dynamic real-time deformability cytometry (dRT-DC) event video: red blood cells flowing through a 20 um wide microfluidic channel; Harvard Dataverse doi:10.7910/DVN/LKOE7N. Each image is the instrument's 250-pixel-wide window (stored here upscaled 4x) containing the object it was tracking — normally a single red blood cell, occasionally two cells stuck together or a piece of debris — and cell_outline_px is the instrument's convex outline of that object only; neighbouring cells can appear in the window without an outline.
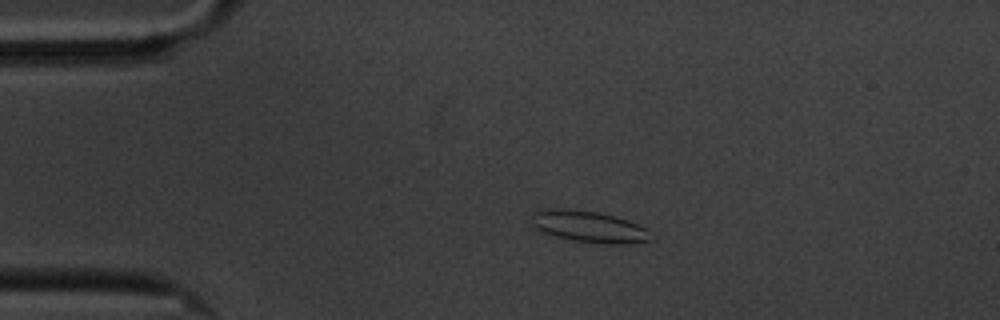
{"species": "common noctule bat (a hibernating species)", "species_latin": "Nyctalus noctula", "temperature_condition": "cold", "stored_images_in_passage": 48, "camera_frame_rate_fps": 3000, "um_per_image_px": 0.085, "animal": {"sex": "male", "body_mass_g": 20.1, "forearm_length_mm": 53.5}, "frame": {"image": 1, "passage_image": 1, "time_ms": 0.0, "image_size_px": [1000, 320], "cell_outline_px": [[656, 236], [652, 240], [624, 244], [604, 244], [572, 240], [540, 232], [532, 224], [532, 212], [552, 208], [564, 208], [600, 212], [616, 216], [628, 220], [644, 228]], "centroid_in_image_um": [50.08, 19.26], "position_along_channel_um": 34.9, "area_um2": 22.14}}
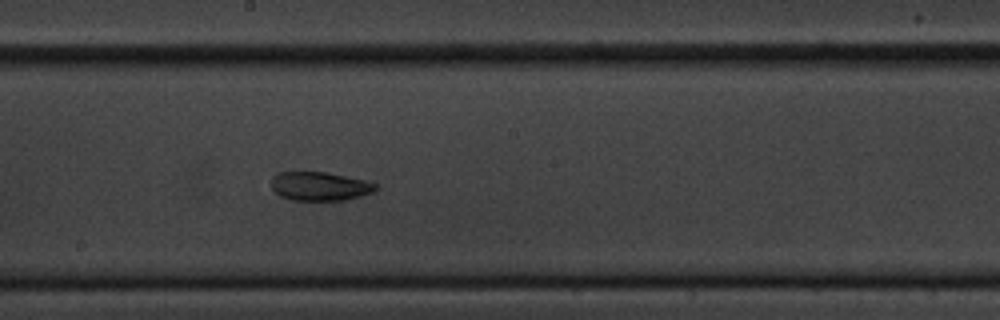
{"frame": {"image": 2, "passage_image": 21, "time_ms": 6.667, "image_size_px": [1000, 320], "cell_outline_px": [[380, 188], [372, 192], [360, 196], [344, 200], [292, 200], [280, 196], [272, 188], [272, 176], [276, 172], [324, 172], [364, 180], [380, 184]], "centroid_in_image_um": [27.2, 15.83], "position_along_channel_um": 221.0, "area_um2": 17.51}}
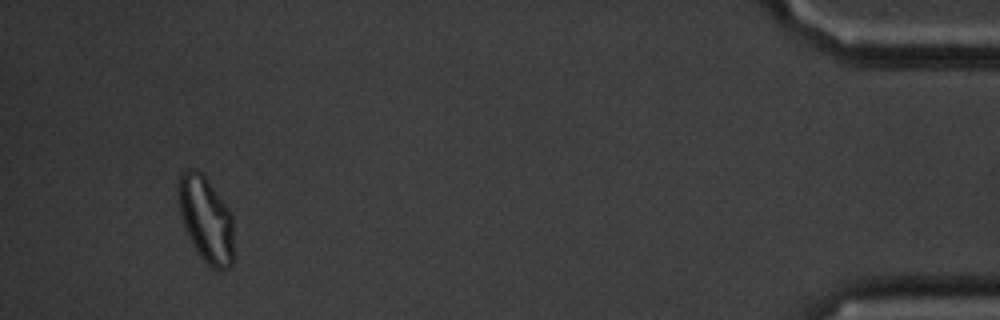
{"frame": {"image": 3, "passage_image": 45, "time_ms": 14.667, "image_size_px": [1000, 320], "cell_outline_px": [[232, 264], [228, 268], [220, 272], [212, 268], [196, 252], [184, 228], [180, 212], [180, 176], [188, 168], [196, 168], [208, 180], [232, 212]], "centroid_in_image_um": [17.53, 18.68], "position_along_channel_um": 417.7, "area_um2": 27.4}, "authors_computed_cell_mechanics": {"area_um2": 18.9006, "velocity_mm_per_s": 3.3487, "shape_relaxation_time_tau1_ms": null, "shape_relaxation_time_tau2_ms": 5.233, "deformation_change_tau1": null, "deformation_change_tau2": 0.1072}}